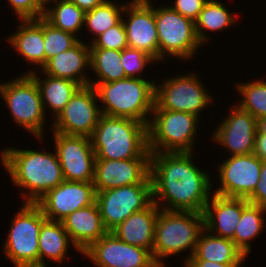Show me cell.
<instances>
[{"instance_id": "9", "label": "cell", "mask_w": 266, "mask_h": 267, "mask_svg": "<svg viewBox=\"0 0 266 267\" xmlns=\"http://www.w3.org/2000/svg\"><path fill=\"white\" fill-rule=\"evenodd\" d=\"M159 43V61L165 57L192 59L200 48L195 22L174 11L171 7L154 8Z\"/></svg>"}, {"instance_id": "18", "label": "cell", "mask_w": 266, "mask_h": 267, "mask_svg": "<svg viewBox=\"0 0 266 267\" xmlns=\"http://www.w3.org/2000/svg\"><path fill=\"white\" fill-rule=\"evenodd\" d=\"M229 115L214 129L211 138L231 156L253 154L257 133V119L251 113L233 105ZM216 141V142H215Z\"/></svg>"}, {"instance_id": "6", "label": "cell", "mask_w": 266, "mask_h": 267, "mask_svg": "<svg viewBox=\"0 0 266 267\" xmlns=\"http://www.w3.org/2000/svg\"><path fill=\"white\" fill-rule=\"evenodd\" d=\"M148 124V149L156 152H193L199 117L188 112L153 109ZM195 142V143H194Z\"/></svg>"}, {"instance_id": "40", "label": "cell", "mask_w": 266, "mask_h": 267, "mask_svg": "<svg viewBox=\"0 0 266 267\" xmlns=\"http://www.w3.org/2000/svg\"><path fill=\"white\" fill-rule=\"evenodd\" d=\"M253 153L260 160H266V117L257 120V133Z\"/></svg>"}, {"instance_id": "8", "label": "cell", "mask_w": 266, "mask_h": 267, "mask_svg": "<svg viewBox=\"0 0 266 267\" xmlns=\"http://www.w3.org/2000/svg\"><path fill=\"white\" fill-rule=\"evenodd\" d=\"M0 95L16 124L42 142L47 116L35 80L29 74H23L10 82L0 83Z\"/></svg>"}, {"instance_id": "13", "label": "cell", "mask_w": 266, "mask_h": 267, "mask_svg": "<svg viewBox=\"0 0 266 267\" xmlns=\"http://www.w3.org/2000/svg\"><path fill=\"white\" fill-rule=\"evenodd\" d=\"M54 146L65 181L93 182L95 152L91 138L53 132Z\"/></svg>"}, {"instance_id": "34", "label": "cell", "mask_w": 266, "mask_h": 267, "mask_svg": "<svg viewBox=\"0 0 266 267\" xmlns=\"http://www.w3.org/2000/svg\"><path fill=\"white\" fill-rule=\"evenodd\" d=\"M45 63L51 57L73 47L80 39L74 34L54 28L43 18Z\"/></svg>"}, {"instance_id": "1", "label": "cell", "mask_w": 266, "mask_h": 267, "mask_svg": "<svg viewBox=\"0 0 266 267\" xmlns=\"http://www.w3.org/2000/svg\"><path fill=\"white\" fill-rule=\"evenodd\" d=\"M193 153H151L150 176L153 202L160 209L203 212L212 196L210 191L213 189V184L209 177L211 175L194 165ZM162 200L167 206L161 205Z\"/></svg>"}, {"instance_id": "32", "label": "cell", "mask_w": 266, "mask_h": 267, "mask_svg": "<svg viewBox=\"0 0 266 267\" xmlns=\"http://www.w3.org/2000/svg\"><path fill=\"white\" fill-rule=\"evenodd\" d=\"M124 7L125 3L116 5L115 2L105 0L93 10L85 12L84 26L89 29L90 34H93L91 42L94 40V37H98L122 20Z\"/></svg>"}, {"instance_id": "19", "label": "cell", "mask_w": 266, "mask_h": 267, "mask_svg": "<svg viewBox=\"0 0 266 267\" xmlns=\"http://www.w3.org/2000/svg\"><path fill=\"white\" fill-rule=\"evenodd\" d=\"M150 175V158L96 159L93 184L96 191L141 184Z\"/></svg>"}, {"instance_id": "37", "label": "cell", "mask_w": 266, "mask_h": 267, "mask_svg": "<svg viewBox=\"0 0 266 267\" xmlns=\"http://www.w3.org/2000/svg\"><path fill=\"white\" fill-rule=\"evenodd\" d=\"M18 20L38 19L44 17L45 0H8Z\"/></svg>"}, {"instance_id": "3", "label": "cell", "mask_w": 266, "mask_h": 267, "mask_svg": "<svg viewBox=\"0 0 266 267\" xmlns=\"http://www.w3.org/2000/svg\"><path fill=\"white\" fill-rule=\"evenodd\" d=\"M96 159L150 158L148 126L130 118L101 114L90 137Z\"/></svg>"}, {"instance_id": "33", "label": "cell", "mask_w": 266, "mask_h": 267, "mask_svg": "<svg viewBox=\"0 0 266 267\" xmlns=\"http://www.w3.org/2000/svg\"><path fill=\"white\" fill-rule=\"evenodd\" d=\"M236 85L237 91L242 95L237 105L251 113L257 120L266 117V82L255 79L252 82H240Z\"/></svg>"}, {"instance_id": "39", "label": "cell", "mask_w": 266, "mask_h": 267, "mask_svg": "<svg viewBox=\"0 0 266 267\" xmlns=\"http://www.w3.org/2000/svg\"><path fill=\"white\" fill-rule=\"evenodd\" d=\"M260 179L254 192L247 198L249 203L258 205L266 210V160L262 161Z\"/></svg>"}, {"instance_id": "28", "label": "cell", "mask_w": 266, "mask_h": 267, "mask_svg": "<svg viewBox=\"0 0 266 267\" xmlns=\"http://www.w3.org/2000/svg\"><path fill=\"white\" fill-rule=\"evenodd\" d=\"M236 20V16L226 8L225 4L219 0H208L195 21V31L199 42L204 46L207 40H210L209 35L206 34L207 31L220 32L231 27Z\"/></svg>"}, {"instance_id": "2", "label": "cell", "mask_w": 266, "mask_h": 267, "mask_svg": "<svg viewBox=\"0 0 266 267\" xmlns=\"http://www.w3.org/2000/svg\"><path fill=\"white\" fill-rule=\"evenodd\" d=\"M0 155V162L9 173L12 184L23 188L21 196L24 197V203H36L64 181L56 151L53 154L9 147L1 150Z\"/></svg>"}, {"instance_id": "43", "label": "cell", "mask_w": 266, "mask_h": 267, "mask_svg": "<svg viewBox=\"0 0 266 267\" xmlns=\"http://www.w3.org/2000/svg\"><path fill=\"white\" fill-rule=\"evenodd\" d=\"M157 267H166L165 265H158Z\"/></svg>"}, {"instance_id": "27", "label": "cell", "mask_w": 266, "mask_h": 267, "mask_svg": "<svg viewBox=\"0 0 266 267\" xmlns=\"http://www.w3.org/2000/svg\"><path fill=\"white\" fill-rule=\"evenodd\" d=\"M72 244L77 252L81 253L71 242L62 222L46 220L40 229L39 246V267H47L46 258L56 263L66 260L68 247Z\"/></svg>"}, {"instance_id": "41", "label": "cell", "mask_w": 266, "mask_h": 267, "mask_svg": "<svg viewBox=\"0 0 266 267\" xmlns=\"http://www.w3.org/2000/svg\"><path fill=\"white\" fill-rule=\"evenodd\" d=\"M242 262L217 263L207 260H188L185 267H240Z\"/></svg>"}, {"instance_id": "21", "label": "cell", "mask_w": 266, "mask_h": 267, "mask_svg": "<svg viewBox=\"0 0 266 267\" xmlns=\"http://www.w3.org/2000/svg\"><path fill=\"white\" fill-rule=\"evenodd\" d=\"M81 39L70 49L51 57L41 68L43 74L64 78L88 86L91 77L84 72L90 68V48Z\"/></svg>"}, {"instance_id": "29", "label": "cell", "mask_w": 266, "mask_h": 267, "mask_svg": "<svg viewBox=\"0 0 266 267\" xmlns=\"http://www.w3.org/2000/svg\"><path fill=\"white\" fill-rule=\"evenodd\" d=\"M54 3L51 9L46 8L44 19L54 28L69 32L77 37L78 31L84 28L85 12L70 0H46V6Z\"/></svg>"}, {"instance_id": "24", "label": "cell", "mask_w": 266, "mask_h": 267, "mask_svg": "<svg viewBox=\"0 0 266 267\" xmlns=\"http://www.w3.org/2000/svg\"><path fill=\"white\" fill-rule=\"evenodd\" d=\"M16 31L9 34L7 42L22 55L28 64L39 68L45 65V45L43 38V17L38 19L20 20Z\"/></svg>"}, {"instance_id": "16", "label": "cell", "mask_w": 266, "mask_h": 267, "mask_svg": "<svg viewBox=\"0 0 266 267\" xmlns=\"http://www.w3.org/2000/svg\"><path fill=\"white\" fill-rule=\"evenodd\" d=\"M261 165L262 160L254 153L226 158L216 170L221 185L214 194L247 199L260 179Z\"/></svg>"}, {"instance_id": "22", "label": "cell", "mask_w": 266, "mask_h": 267, "mask_svg": "<svg viewBox=\"0 0 266 267\" xmlns=\"http://www.w3.org/2000/svg\"><path fill=\"white\" fill-rule=\"evenodd\" d=\"M61 222L71 242L81 253L108 232L102 223L96 202L74 211Z\"/></svg>"}, {"instance_id": "7", "label": "cell", "mask_w": 266, "mask_h": 267, "mask_svg": "<svg viewBox=\"0 0 266 267\" xmlns=\"http://www.w3.org/2000/svg\"><path fill=\"white\" fill-rule=\"evenodd\" d=\"M11 221L3 249L14 267H39L38 239L47 220L36 203H23Z\"/></svg>"}, {"instance_id": "35", "label": "cell", "mask_w": 266, "mask_h": 267, "mask_svg": "<svg viewBox=\"0 0 266 267\" xmlns=\"http://www.w3.org/2000/svg\"><path fill=\"white\" fill-rule=\"evenodd\" d=\"M155 61L153 57L142 50L127 47L121 51V63L125 76L129 78H142L143 69H146L148 64H154Z\"/></svg>"}, {"instance_id": "15", "label": "cell", "mask_w": 266, "mask_h": 267, "mask_svg": "<svg viewBox=\"0 0 266 267\" xmlns=\"http://www.w3.org/2000/svg\"><path fill=\"white\" fill-rule=\"evenodd\" d=\"M96 202L93 182L63 181L48 191L36 204L47 220L61 222L74 211Z\"/></svg>"}, {"instance_id": "36", "label": "cell", "mask_w": 266, "mask_h": 267, "mask_svg": "<svg viewBox=\"0 0 266 267\" xmlns=\"http://www.w3.org/2000/svg\"><path fill=\"white\" fill-rule=\"evenodd\" d=\"M91 43V44H90ZM89 43L90 49L123 50L128 47L127 34L123 21L108 29Z\"/></svg>"}, {"instance_id": "17", "label": "cell", "mask_w": 266, "mask_h": 267, "mask_svg": "<svg viewBox=\"0 0 266 267\" xmlns=\"http://www.w3.org/2000/svg\"><path fill=\"white\" fill-rule=\"evenodd\" d=\"M151 0H131L125 3L123 19L128 47L142 50L159 62V43L154 16V5Z\"/></svg>"}, {"instance_id": "11", "label": "cell", "mask_w": 266, "mask_h": 267, "mask_svg": "<svg viewBox=\"0 0 266 267\" xmlns=\"http://www.w3.org/2000/svg\"><path fill=\"white\" fill-rule=\"evenodd\" d=\"M199 78L193 71L166 78L161 85H155L154 109L188 112L201 118L200 113L213 97Z\"/></svg>"}, {"instance_id": "31", "label": "cell", "mask_w": 266, "mask_h": 267, "mask_svg": "<svg viewBox=\"0 0 266 267\" xmlns=\"http://www.w3.org/2000/svg\"><path fill=\"white\" fill-rule=\"evenodd\" d=\"M264 213H266L264 208L252 203H249L242 210L240 221L231 240L246 257L251 252L250 241L256 239L263 232L265 227Z\"/></svg>"}, {"instance_id": "14", "label": "cell", "mask_w": 266, "mask_h": 267, "mask_svg": "<svg viewBox=\"0 0 266 267\" xmlns=\"http://www.w3.org/2000/svg\"><path fill=\"white\" fill-rule=\"evenodd\" d=\"M96 267H157L152 252L119 240L107 232L81 253Z\"/></svg>"}, {"instance_id": "10", "label": "cell", "mask_w": 266, "mask_h": 267, "mask_svg": "<svg viewBox=\"0 0 266 267\" xmlns=\"http://www.w3.org/2000/svg\"><path fill=\"white\" fill-rule=\"evenodd\" d=\"M152 202L150 175L141 184L96 191V204L102 223L108 232H111L133 213L147 208Z\"/></svg>"}, {"instance_id": "23", "label": "cell", "mask_w": 266, "mask_h": 267, "mask_svg": "<svg viewBox=\"0 0 266 267\" xmlns=\"http://www.w3.org/2000/svg\"><path fill=\"white\" fill-rule=\"evenodd\" d=\"M160 208L152 202L144 210L130 215L111 232L130 245L153 251L155 224Z\"/></svg>"}, {"instance_id": "42", "label": "cell", "mask_w": 266, "mask_h": 267, "mask_svg": "<svg viewBox=\"0 0 266 267\" xmlns=\"http://www.w3.org/2000/svg\"><path fill=\"white\" fill-rule=\"evenodd\" d=\"M84 12L93 10L96 6L101 5L105 0H70Z\"/></svg>"}, {"instance_id": "30", "label": "cell", "mask_w": 266, "mask_h": 267, "mask_svg": "<svg viewBox=\"0 0 266 267\" xmlns=\"http://www.w3.org/2000/svg\"><path fill=\"white\" fill-rule=\"evenodd\" d=\"M90 70L97 75V79L93 81L91 78L89 81L92 87L126 78L121 63V50L90 49Z\"/></svg>"}, {"instance_id": "4", "label": "cell", "mask_w": 266, "mask_h": 267, "mask_svg": "<svg viewBox=\"0 0 266 267\" xmlns=\"http://www.w3.org/2000/svg\"><path fill=\"white\" fill-rule=\"evenodd\" d=\"M155 85L154 80L129 77L97 84L94 88L103 104L101 114L134 119L148 126V116L155 107Z\"/></svg>"}, {"instance_id": "25", "label": "cell", "mask_w": 266, "mask_h": 267, "mask_svg": "<svg viewBox=\"0 0 266 267\" xmlns=\"http://www.w3.org/2000/svg\"><path fill=\"white\" fill-rule=\"evenodd\" d=\"M24 74H29L36 82L42 99L44 112L46 105L50 108L52 115L55 117L63 110L65 105L70 101L74 93L81 87L78 83L64 78H56L47 74L45 78L40 76L34 70H28Z\"/></svg>"}, {"instance_id": "12", "label": "cell", "mask_w": 266, "mask_h": 267, "mask_svg": "<svg viewBox=\"0 0 266 267\" xmlns=\"http://www.w3.org/2000/svg\"><path fill=\"white\" fill-rule=\"evenodd\" d=\"M94 87H80L53 120L52 132L91 137L101 116Z\"/></svg>"}, {"instance_id": "20", "label": "cell", "mask_w": 266, "mask_h": 267, "mask_svg": "<svg viewBox=\"0 0 266 267\" xmlns=\"http://www.w3.org/2000/svg\"><path fill=\"white\" fill-rule=\"evenodd\" d=\"M248 204L246 198L225 197L213 193L202 212L204 229L216 236L231 239L242 210Z\"/></svg>"}, {"instance_id": "26", "label": "cell", "mask_w": 266, "mask_h": 267, "mask_svg": "<svg viewBox=\"0 0 266 267\" xmlns=\"http://www.w3.org/2000/svg\"><path fill=\"white\" fill-rule=\"evenodd\" d=\"M246 256L229 238L216 236L206 229L199 235L194 254L188 260H207L217 263L244 262Z\"/></svg>"}, {"instance_id": "38", "label": "cell", "mask_w": 266, "mask_h": 267, "mask_svg": "<svg viewBox=\"0 0 266 267\" xmlns=\"http://www.w3.org/2000/svg\"><path fill=\"white\" fill-rule=\"evenodd\" d=\"M174 5H170L174 11L182 16L193 20L198 19L200 12L208 0H174Z\"/></svg>"}, {"instance_id": "5", "label": "cell", "mask_w": 266, "mask_h": 267, "mask_svg": "<svg viewBox=\"0 0 266 267\" xmlns=\"http://www.w3.org/2000/svg\"><path fill=\"white\" fill-rule=\"evenodd\" d=\"M204 229L203 213L160 209L155 224L152 255L158 265L165 257L190 250L185 263L194 254L198 238Z\"/></svg>"}]
</instances>
